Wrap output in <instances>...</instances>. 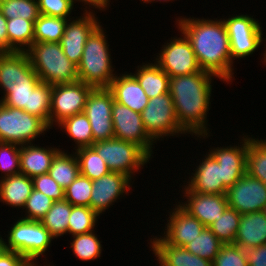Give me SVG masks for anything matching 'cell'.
<instances>
[{"instance_id": "6da1fadb", "label": "cell", "mask_w": 266, "mask_h": 266, "mask_svg": "<svg viewBox=\"0 0 266 266\" xmlns=\"http://www.w3.org/2000/svg\"><path fill=\"white\" fill-rule=\"evenodd\" d=\"M175 19L179 32L189 40L200 68L214 74L221 82L230 84L235 79L234 62L223 20L193 16Z\"/></svg>"}, {"instance_id": "7a4b0ae2", "label": "cell", "mask_w": 266, "mask_h": 266, "mask_svg": "<svg viewBox=\"0 0 266 266\" xmlns=\"http://www.w3.org/2000/svg\"><path fill=\"white\" fill-rule=\"evenodd\" d=\"M214 74L201 70L188 75L170 77L169 93L179 126L191 136L206 139L211 132L207 114L212 96Z\"/></svg>"}, {"instance_id": "3957f363", "label": "cell", "mask_w": 266, "mask_h": 266, "mask_svg": "<svg viewBox=\"0 0 266 266\" xmlns=\"http://www.w3.org/2000/svg\"><path fill=\"white\" fill-rule=\"evenodd\" d=\"M105 33L107 32L102 25L91 33L77 66L79 80L94 88H108L117 75L106 39L108 35Z\"/></svg>"}, {"instance_id": "277c9868", "label": "cell", "mask_w": 266, "mask_h": 266, "mask_svg": "<svg viewBox=\"0 0 266 266\" xmlns=\"http://www.w3.org/2000/svg\"><path fill=\"white\" fill-rule=\"evenodd\" d=\"M25 52L41 82L53 86L79 80L77 65L64 54L60 43L34 42Z\"/></svg>"}, {"instance_id": "5b68a950", "label": "cell", "mask_w": 266, "mask_h": 266, "mask_svg": "<svg viewBox=\"0 0 266 266\" xmlns=\"http://www.w3.org/2000/svg\"><path fill=\"white\" fill-rule=\"evenodd\" d=\"M6 250L21 254L31 265H37L39 257L46 256L53 237L41 221L17 219L6 235Z\"/></svg>"}, {"instance_id": "8992f818", "label": "cell", "mask_w": 266, "mask_h": 266, "mask_svg": "<svg viewBox=\"0 0 266 266\" xmlns=\"http://www.w3.org/2000/svg\"><path fill=\"white\" fill-rule=\"evenodd\" d=\"M92 147L105 160L111 172L123 173L132 180L135 178V173L140 172V168L143 169L152 158L138 144L115 137L95 142Z\"/></svg>"}, {"instance_id": "52a82bcc", "label": "cell", "mask_w": 266, "mask_h": 266, "mask_svg": "<svg viewBox=\"0 0 266 266\" xmlns=\"http://www.w3.org/2000/svg\"><path fill=\"white\" fill-rule=\"evenodd\" d=\"M50 127L39 117L25 110L0 102V142L26 145L35 143Z\"/></svg>"}, {"instance_id": "ba28073f", "label": "cell", "mask_w": 266, "mask_h": 266, "mask_svg": "<svg viewBox=\"0 0 266 266\" xmlns=\"http://www.w3.org/2000/svg\"><path fill=\"white\" fill-rule=\"evenodd\" d=\"M229 36L231 59L246 58L252 55L264 42L263 28L252 15L234 14L221 18Z\"/></svg>"}, {"instance_id": "9c48e42d", "label": "cell", "mask_w": 266, "mask_h": 266, "mask_svg": "<svg viewBox=\"0 0 266 266\" xmlns=\"http://www.w3.org/2000/svg\"><path fill=\"white\" fill-rule=\"evenodd\" d=\"M141 118L145 130L156 142L164 140L165 137L167 139L171 136L187 135L179 126L170 93L150 98L147 106L141 112Z\"/></svg>"}, {"instance_id": "30bf717a", "label": "cell", "mask_w": 266, "mask_h": 266, "mask_svg": "<svg viewBox=\"0 0 266 266\" xmlns=\"http://www.w3.org/2000/svg\"><path fill=\"white\" fill-rule=\"evenodd\" d=\"M93 86L78 80L73 83L52 86L49 127L57 125L75 114L83 113Z\"/></svg>"}, {"instance_id": "8fae6325", "label": "cell", "mask_w": 266, "mask_h": 266, "mask_svg": "<svg viewBox=\"0 0 266 266\" xmlns=\"http://www.w3.org/2000/svg\"><path fill=\"white\" fill-rule=\"evenodd\" d=\"M180 37H172L164 42L162 49L153 60L169 77L200 72L196 55L187 37L180 32Z\"/></svg>"}, {"instance_id": "7c38bea8", "label": "cell", "mask_w": 266, "mask_h": 266, "mask_svg": "<svg viewBox=\"0 0 266 266\" xmlns=\"http://www.w3.org/2000/svg\"><path fill=\"white\" fill-rule=\"evenodd\" d=\"M40 83L26 52L0 53V88L4 91L1 99L12 89L36 88Z\"/></svg>"}, {"instance_id": "4fadbf2b", "label": "cell", "mask_w": 266, "mask_h": 266, "mask_svg": "<svg viewBox=\"0 0 266 266\" xmlns=\"http://www.w3.org/2000/svg\"><path fill=\"white\" fill-rule=\"evenodd\" d=\"M112 122L115 138L138 144L153 158L156 141L145 130L141 113L113 101Z\"/></svg>"}, {"instance_id": "5bb4252c", "label": "cell", "mask_w": 266, "mask_h": 266, "mask_svg": "<svg viewBox=\"0 0 266 266\" xmlns=\"http://www.w3.org/2000/svg\"><path fill=\"white\" fill-rule=\"evenodd\" d=\"M113 101V94L108 88H94L87 98L84 114L90 121L94 143L114 138Z\"/></svg>"}, {"instance_id": "9a60e30c", "label": "cell", "mask_w": 266, "mask_h": 266, "mask_svg": "<svg viewBox=\"0 0 266 266\" xmlns=\"http://www.w3.org/2000/svg\"><path fill=\"white\" fill-rule=\"evenodd\" d=\"M52 85L41 82L36 88L10 90L0 102L5 106L25 110L41 118L49 126Z\"/></svg>"}, {"instance_id": "2e32d148", "label": "cell", "mask_w": 266, "mask_h": 266, "mask_svg": "<svg viewBox=\"0 0 266 266\" xmlns=\"http://www.w3.org/2000/svg\"><path fill=\"white\" fill-rule=\"evenodd\" d=\"M228 206L239 214L261 212L266 205V185L245 173L226 192Z\"/></svg>"}, {"instance_id": "e0dca14e", "label": "cell", "mask_w": 266, "mask_h": 266, "mask_svg": "<svg viewBox=\"0 0 266 266\" xmlns=\"http://www.w3.org/2000/svg\"><path fill=\"white\" fill-rule=\"evenodd\" d=\"M75 18L68 20L59 43L68 59L78 66L88 37L101 22L93 10H83V14Z\"/></svg>"}, {"instance_id": "ac0fdd59", "label": "cell", "mask_w": 266, "mask_h": 266, "mask_svg": "<svg viewBox=\"0 0 266 266\" xmlns=\"http://www.w3.org/2000/svg\"><path fill=\"white\" fill-rule=\"evenodd\" d=\"M132 183V184H131ZM134 180L123 173L109 172L92 181L90 208L99 216L106 212L120 197L129 195Z\"/></svg>"}, {"instance_id": "d6986e66", "label": "cell", "mask_w": 266, "mask_h": 266, "mask_svg": "<svg viewBox=\"0 0 266 266\" xmlns=\"http://www.w3.org/2000/svg\"><path fill=\"white\" fill-rule=\"evenodd\" d=\"M181 191L184 199L175 203L197 218L205 227L218 220L228 207L226 194H199L189 190L185 184Z\"/></svg>"}, {"instance_id": "ffe728a7", "label": "cell", "mask_w": 266, "mask_h": 266, "mask_svg": "<svg viewBox=\"0 0 266 266\" xmlns=\"http://www.w3.org/2000/svg\"><path fill=\"white\" fill-rule=\"evenodd\" d=\"M240 145L210 147L209 153L221 165L223 184L229 188L246 173L248 134L240 137Z\"/></svg>"}, {"instance_id": "44dd1931", "label": "cell", "mask_w": 266, "mask_h": 266, "mask_svg": "<svg viewBox=\"0 0 266 266\" xmlns=\"http://www.w3.org/2000/svg\"><path fill=\"white\" fill-rule=\"evenodd\" d=\"M172 208L166 219L162 238L174 246L185 247L206 228L197 218L186 212L178 203Z\"/></svg>"}, {"instance_id": "7402d4cb", "label": "cell", "mask_w": 266, "mask_h": 266, "mask_svg": "<svg viewBox=\"0 0 266 266\" xmlns=\"http://www.w3.org/2000/svg\"><path fill=\"white\" fill-rule=\"evenodd\" d=\"M203 156L194 173L184 181L185 186L199 194H226L228 188L222 181L221 165L209 153Z\"/></svg>"}, {"instance_id": "603a6c76", "label": "cell", "mask_w": 266, "mask_h": 266, "mask_svg": "<svg viewBox=\"0 0 266 266\" xmlns=\"http://www.w3.org/2000/svg\"><path fill=\"white\" fill-rule=\"evenodd\" d=\"M158 236H153L148 244L159 266H213L210 260L192 254L185 247L171 245Z\"/></svg>"}, {"instance_id": "cb8c5ba5", "label": "cell", "mask_w": 266, "mask_h": 266, "mask_svg": "<svg viewBox=\"0 0 266 266\" xmlns=\"http://www.w3.org/2000/svg\"><path fill=\"white\" fill-rule=\"evenodd\" d=\"M108 89L112 92L114 101L138 113H141L149 102L137 79L127 71L122 75L117 73Z\"/></svg>"}, {"instance_id": "d4e9b609", "label": "cell", "mask_w": 266, "mask_h": 266, "mask_svg": "<svg viewBox=\"0 0 266 266\" xmlns=\"http://www.w3.org/2000/svg\"><path fill=\"white\" fill-rule=\"evenodd\" d=\"M60 148L42 147L37 144L30 143L20 146V173L30 177L31 179L46 174L52 164L55 155Z\"/></svg>"}, {"instance_id": "484cf974", "label": "cell", "mask_w": 266, "mask_h": 266, "mask_svg": "<svg viewBox=\"0 0 266 266\" xmlns=\"http://www.w3.org/2000/svg\"><path fill=\"white\" fill-rule=\"evenodd\" d=\"M234 244L243 249L266 244V217L262 211L241 214Z\"/></svg>"}, {"instance_id": "4316f807", "label": "cell", "mask_w": 266, "mask_h": 266, "mask_svg": "<svg viewBox=\"0 0 266 266\" xmlns=\"http://www.w3.org/2000/svg\"><path fill=\"white\" fill-rule=\"evenodd\" d=\"M33 190V180L22 174L0 179V202L12 208L23 210Z\"/></svg>"}, {"instance_id": "83f0119b", "label": "cell", "mask_w": 266, "mask_h": 266, "mask_svg": "<svg viewBox=\"0 0 266 266\" xmlns=\"http://www.w3.org/2000/svg\"><path fill=\"white\" fill-rule=\"evenodd\" d=\"M135 73L130 72L143 88L148 98L169 93L170 77L155 62L138 65Z\"/></svg>"}, {"instance_id": "f1b7e54d", "label": "cell", "mask_w": 266, "mask_h": 266, "mask_svg": "<svg viewBox=\"0 0 266 266\" xmlns=\"http://www.w3.org/2000/svg\"><path fill=\"white\" fill-rule=\"evenodd\" d=\"M60 150L52 160L49 175L65 190L79 175V161L76 153Z\"/></svg>"}, {"instance_id": "f546056e", "label": "cell", "mask_w": 266, "mask_h": 266, "mask_svg": "<svg viewBox=\"0 0 266 266\" xmlns=\"http://www.w3.org/2000/svg\"><path fill=\"white\" fill-rule=\"evenodd\" d=\"M58 128L74 142V150L92 146L94 143V137L92 128L90 126V121L87 116L83 113L75 114L69 118H66L58 125ZM65 129V130H64Z\"/></svg>"}, {"instance_id": "4dcf8cb0", "label": "cell", "mask_w": 266, "mask_h": 266, "mask_svg": "<svg viewBox=\"0 0 266 266\" xmlns=\"http://www.w3.org/2000/svg\"><path fill=\"white\" fill-rule=\"evenodd\" d=\"M34 22L21 17L7 19L8 52H25L34 43Z\"/></svg>"}, {"instance_id": "1f68e13d", "label": "cell", "mask_w": 266, "mask_h": 266, "mask_svg": "<svg viewBox=\"0 0 266 266\" xmlns=\"http://www.w3.org/2000/svg\"><path fill=\"white\" fill-rule=\"evenodd\" d=\"M72 204L67 200L54 201L46 215L40 220L50 235L57 239L68 234L69 216L72 211Z\"/></svg>"}, {"instance_id": "d6a6232c", "label": "cell", "mask_w": 266, "mask_h": 266, "mask_svg": "<svg viewBox=\"0 0 266 266\" xmlns=\"http://www.w3.org/2000/svg\"><path fill=\"white\" fill-rule=\"evenodd\" d=\"M248 135L246 173L266 185V138L260 140ZM253 136V137H252Z\"/></svg>"}, {"instance_id": "836d02e7", "label": "cell", "mask_w": 266, "mask_h": 266, "mask_svg": "<svg viewBox=\"0 0 266 266\" xmlns=\"http://www.w3.org/2000/svg\"><path fill=\"white\" fill-rule=\"evenodd\" d=\"M68 20L40 14L34 22V42L59 43Z\"/></svg>"}, {"instance_id": "e575fe53", "label": "cell", "mask_w": 266, "mask_h": 266, "mask_svg": "<svg viewBox=\"0 0 266 266\" xmlns=\"http://www.w3.org/2000/svg\"><path fill=\"white\" fill-rule=\"evenodd\" d=\"M79 161L80 174L90 180L99 179L111 172L103 160L92 147H82L74 151Z\"/></svg>"}, {"instance_id": "d590c367", "label": "cell", "mask_w": 266, "mask_h": 266, "mask_svg": "<svg viewBox=\"0 0 266 266\" xmlns=\"http://www.w3.org/2000/svg\"><path fill=\"white\" fill-rule=\"evenodd\" d=\"M240 220L241 214L228 206L218 220L208 228L223 244H234Z\"/></svg>"}, {"instance_id": "8d00e7d4", "label": "cell", "mask_w": 266, "mask_h": 266, "mask_svg": "<svg viewBox=\"0 0 266 266\" xmlns=\"http://www.w3.org/2000/svg\"><path fill=\"white\" fill-rule=\"evenodd\" d=\"M71 238H73L70 244L71 251L81 261H94L101 257L103 246L101 244L102 241L98 239L96 231L74 235Z\"/></svg>"}, {"instance_id": "74e56055", "label": "cell", "mask_w": 266, "mask_h": 266, "mask_svg": "<svg viewBox=\"0 0 266 266\" xmlns=\"http://www.w3.org/2000/svg\"><path fill=\"white\" fill-rule=\"evenodd\" d=\"M222 245L223 243L208 227H206L201 234L193 241L189 242L185 248L192 254L213 262Z\"/></svg>"}, {"instance_id": "f35d334b", "label": "cell", "mask_w": 266, "mask_h": 266, "mask_svg": "<svg viewBox=\"0 0 266 266\" xmlns=\"http://www.w3.org/2000/svg\"><path fill=\"white\" fill-rule=\"evenodd\" d=\"M99 217L100 216L90 207L72 206L68 221V234L74 236L95 231V225Z\"/></svg>"}, {"instance_id": "ab89813d", "label": "cell", "mask_w": 266, "mask_h": 266, "mask_svg": "<svg viewBox=\"0 0 266 266\" xmlns=\"http://www.w3.org/2000/svg\"><path fill=\"white\" fill-rule=\"evenodd\" d=\"M0 10L6 19L35 21L40 15L37 0H0Z\"/></svg>"}, {"instance_id": "60d3db41", "label": "cell", "mask_w": 266, "mask_h": 266, "mask_svg": "<svg viewBox=\"0 0 266 266\" xmlns=\"http://www.w3.org/2000/svg\"><path fill=\"white\" fill-rule=\"evenodd\" d=\"M92 180L79 173L76 179L64 190V199L73 206L90 207Z\"/></svg>"}, {"instance_id": "b9f144b4", "label": "cell", "mask_w": 266, "mask_h": 266, "mask_svg": "<svg viewBox=\"0 0 266 266\" xmlns=\"http://www.w3.org/2000/svg\"><path fill=\"white\" fill-rule=\"evenodd\" d=\"M0 172V179L20 173V145L0 142Z\"/></svg>"}, {"instance_id": "7bdbcfd3", "label": "cell", "mask_w": 266, "mask_h": 266, "mask_svg": "<svg viewBox=\"0 0 266 266\" xmlns=\"http://www.w3.org/2000/svg\"><path fill=\"white\" fill-rule=\"evenodd\" d=\"M54 200L46 196L44 193L33 188L31 195L27 198L25 215L21 218L27 220L40 221L53 205Z\"/></svg>"}, {"instance_id": "ee69618b", "label": "cell", "mask_w": 266, "mask_h": 266, "mask_svg": "<svg viewBox=\"0 0 266 266\" xmlns=\"http://www.w3.org/2000/svg\"><path fill=\"white\" fill-rule=\"evenodd\" d=\"M213 266H248L244 249L236 244H223Z\"/></svg>"}, {"instance_id": "f6af8a7d", "label": "cell", "mask_w": 266, "mask_h": 266, "mask_svg": "<svg viewBox=\"0 0 266 266\" xmlns=\"http://www.w3.org/2000/svg\"><path fill=\"white\" fill-rule=\"evenodd\" d=\"M39 13L47 16L71 19L74 0H37Z\"/></svg>"}, {"instance_id": "bcb514c9", "label": "cell", "mask_w": 266, "mask_h": 266, "mask_svg": "<svg viewBox=\"0 0 266 266\" xmlns=\"http://www.w3.org/2000/svg\"><path fill=\"white\" fill-rule=\"evenodd\" d=\"M33 188L44 193L54 201L64 200V189L49 175L42 174L32 178Z\"/></svg>"}, {"instance_id": "7dc6e473", "label": "cell", "mask_w": 266, "mask_h": 266, "mask_svg": "<svg viewBox=\"0 0 266 266\" xmlns=\"http://www.w3.org/2000/svg\"><path fill=\"white\" fill-rule=\"evenodd\" d=\"M248 266H266V244L244 249Z\"/></svg>"}, {"instance_id": "c3c4849f", "label": "cell", "mask_w": 266, "mask_h": 266, "mask_svg": "<svg viewBox=\"0 0 266 266\" xmlns=\"http://www.w3.org/2000/svg\"><path fill=\"white\" fill-rule=\"evenodd\" d=\"M0 266H31V264L16 251L5 250L0 255Z\"/></svg>"}, {"instance_id": "681fc988", "label": "cell", "mask_w": 266, "mask_h": 266, "mask_svg": "<svg viewBox=\"0 0 266 266\" xmlns=\"http://www.w3.org/2000/svg\"><path fill=\"white\" fill-rule=\"evenodd\" d=\"M75 3L82 2V6H84L85 8H81L84 9V11H92L91 7L95 9H97L98 11H105L110 7V0H74ZM89 6V7H88ZM89 9V10H87Z\"/></svg>"}, {"instance_id": "f907efd6", "label": "cell", "mask_w": 266, "mask_h": 266, "mask_svg": "<svg viewBox=\"0 0 266 266\" xmlns=\"http://www.w3.org/2000/svg\"><path fill=\"white\" fill-rule=\"evenodd\" d=\"M0 52H8L7 19L0 10Z\"/></svg>"}, {"instance_id": "816d5d0a", "label": "cell", "mask_w": 266, "mask_h": 266, "mask_svg": "<svg viewBox=\"0 0 266 266\" xmlns=\"http://www.w3.org/2000/svg\"><path fill=\"white\" fill-rule=\"evenodd\" d=\"M6 239L2 238L0 234V255L6 250Z\"/></svg>"}, {"instance_id": "f5cc1de1", "label": "cell", "mask_w": 266, "mask_h": 266, "mask_svg": "<svg viewBox=\"0 0 266 266\" xmlns=\"http://www.w3.org/2000/svg\"><path fill=\"white\" fill-rule=\"evenodd\" d=\"M140 1H142L145 4H147V3H152V2L154 3V1L155 2L160 1V2H163L164 3V2H170V1L172 2V1H175V0H140Z\"/></svg>"}, {"instance_id": "db71d44e", "label": "cell", "mask_w": 266, "mask_h": 266, "mask_svg": "<svg viewBox=\"0 0 266 266\" xmlns=\"http://www.w3.org/2000/svg\"><path fill=\"white\" fill-rule=\"evenodd\" d=\"M262 212L264 213V215L266 217V205L264 206V209L262 210Z\"/></svg>"}, {"instance_id": "11a10c76", "label": "cell", "mask_w": 266, "mask_h": 266, "mask_svg": "<svg viewBox=\"0 0 266 266\" xmlns=\"http://www.w3.org/2000/svg\"><path fill=\"white\" fill-rule=\"evenodd\" d=\"M31 266H40V265H38V264H37V265H31ZM46 266H50V264H49V265H48V264H46ZM52 266H54V265H52Z\"/></svg>"}]
</instances>
